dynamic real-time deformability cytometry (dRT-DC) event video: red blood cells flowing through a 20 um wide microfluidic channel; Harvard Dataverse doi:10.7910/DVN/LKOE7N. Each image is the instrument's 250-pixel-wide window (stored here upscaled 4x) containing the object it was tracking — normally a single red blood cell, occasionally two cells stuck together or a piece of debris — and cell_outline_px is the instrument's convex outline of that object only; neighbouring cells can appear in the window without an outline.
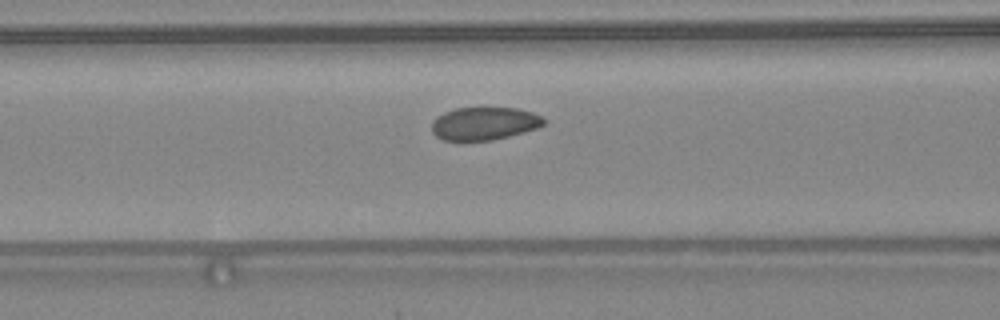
{"species": "common noctule bat (a hibernating species)", "species_latin": "Nyctalus noctula", "temperature_condition": "warm", "stored_images_in_passage": 33, "camera_frame_rate_fps": 3000, "um_per_image_px": 0.085, "animal": {"sex": "female", "body_mass_g": 24.6, "forearm_length_mm": 56.2}, "frame": {"image": 1, "passage_image": 5, "time_ms": 1.333, "image_size_px": [1000, 320], "cell_outline_px": [[548, 120], [544, 124], [536, 128], [524, 132], [492, 140], [444, 140], [436, 136], [432, 132], [432, 120], [436, 116], [444, 112], [456, 108], [516, 108], [532, 112], [544, 116]], "centroid_in_image_um": [41.18, 10.49], "position_along_channel_um": 125.4, "area_um2": 21.56}}
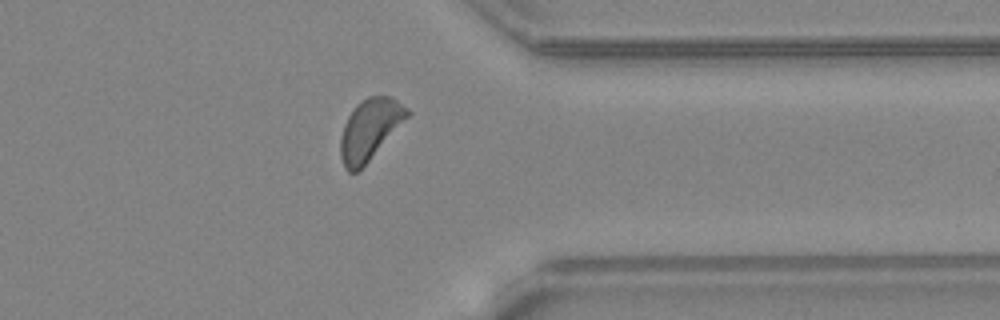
{"frame": {"image": 2, "passage_image": 23, "time_ms": 7.333, "image_size_px": [1000, 320], "cell_outline_px": [[412, 112], [368, 160], [356, 172], [348, 172], [344, 168], [340, 156], [340, 140], [344, 124], [348, 116], [356, 104], [360, 100], [368, 96], [388, 96], [396, 100], [408, 108]], "centroid_in_image_um": [31.4, 10.97], "position_along_channel_um": 380.0, "area_um2": 23.18}}
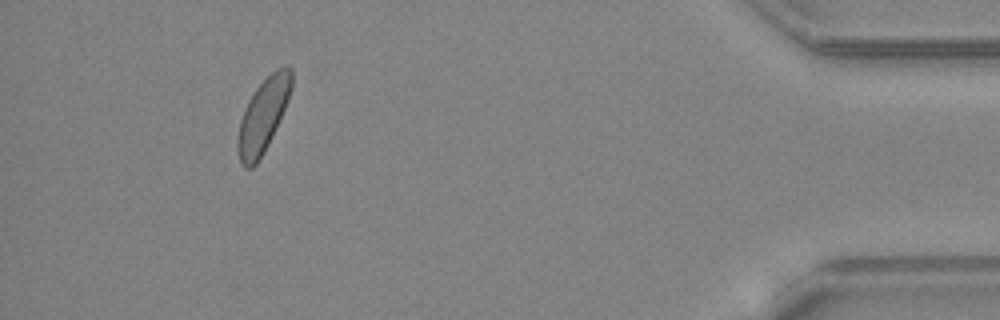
{"frame": {"image": 3, "passage_image": 29, "time_ms": 9.333, "image_size_px": [1000, 320], "cell_outline_px": [[292, 88], [288, 100], [268, 144], [264, 152], [256, 164], [252, 168], [244, 168], [240, 160], [236, 144], [240, 120], [244, 108], [252, 92], [276, 68], [288, 64], [292, 68]], "centroid_in_image_um": [22.36, 9.79], "position_along_channel_um": 412.8, "area_um2": 23.0}, "authors_computed_cell_mechanics": {"area_um2": 22.3686, "velocity_mm_per_s": 4.348, "shape_relaxation_time_tau1_ms": 2.6172, "shape_relaxation_time_tau2_ms": 3.9085, "deformation_change_tau1": 0.0487, "deformation_change_tau2": 0.0828}}